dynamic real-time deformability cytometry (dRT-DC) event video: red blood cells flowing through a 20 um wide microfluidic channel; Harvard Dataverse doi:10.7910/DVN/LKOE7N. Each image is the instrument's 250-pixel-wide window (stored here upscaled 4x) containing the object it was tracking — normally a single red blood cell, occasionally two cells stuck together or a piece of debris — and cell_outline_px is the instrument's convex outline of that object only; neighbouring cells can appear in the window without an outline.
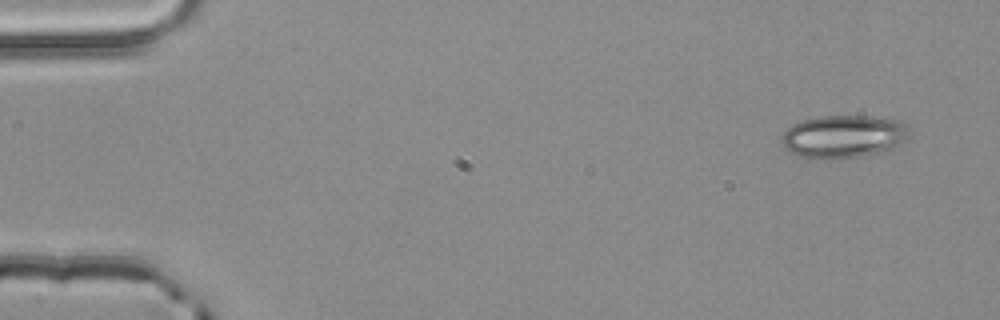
{"species": "common noctule bat (a hibernating species)", "species_latin": "Nyctalus noctula", "temperature_condition": "room temperature", "stored_images_in_passage": 4, "camera_frame_rate_fps": 3000, "um_per_image_px": 0.085, "animal": {"sex": "male", "body_mass_g": 20.4}, "frame": {"image": 1, "passage_image": 1, "time_ms": 0.0, "image_size_px": [1000, 320], "cell_outline_px": [[908, 140], [896, 148], [888, 152], [840, 160], [800, 156], [784, 148], [780, 140], [780, 136], [792, 124], [804, 120], [820, 116], [872, 116], [900, 120], [908, 124]], "centroid_in_image_um": [71.77, 11.62], "position_along_channel_um": 13.2, "area_um2": 32.66}}